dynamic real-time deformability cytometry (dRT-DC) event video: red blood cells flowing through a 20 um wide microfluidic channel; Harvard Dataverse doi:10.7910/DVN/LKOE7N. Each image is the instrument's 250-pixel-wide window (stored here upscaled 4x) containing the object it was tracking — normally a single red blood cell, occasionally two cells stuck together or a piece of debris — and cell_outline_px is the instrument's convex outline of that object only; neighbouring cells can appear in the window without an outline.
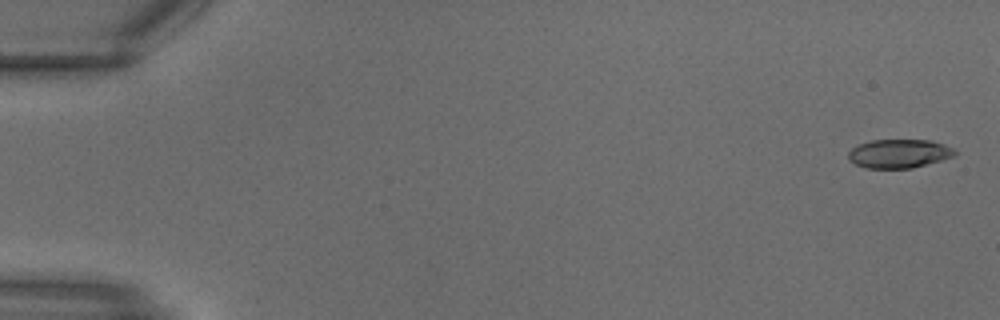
{"species": "common noctule bat (a hibernating species)", "species_latin": "Nyctalus noctula", "temperature_condition": "warm", "stored_images_in_passage": 28, "camera_frame_rate_fps": 3000, "um_per_image_px": 0.085, "animal": {"sex": "male", "body_mass_g": 18.8}, "frame": {"image": 1, "passage_image": 1, "time_ms": 0.0, "image_size_px": [1000, 320], "cell_outline_px": [[956, 156], [912, 168], [864, 168], [848, 160], [848, 152], [852, 148], [860, 144], [872, 140], [932, 140], [944, 144], [952, 148], [956, 152]], "centroid_in_image_um": [76.42, 13.06], "position_along_channel_um": 8.6, "area_um2": 17.86}}
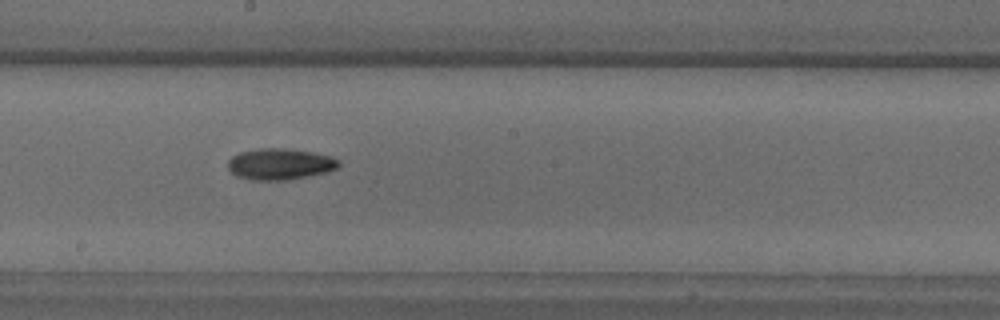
{"frame": {"image": 2, "passage_image": 17, "time_ms": 5.333, "image_size_px": [1000, 320], "cell_outline_px": [[340, 164], [336, 168], [328, 172], [288, 180], [252, 180], [236, 176], [228, 168], [228, 160], [232, 156], [240, 152], [260, 148], [280, 148], [312, 152], [332, 156], [340, 160]], "centroid_in_image_um": [23.8, 13.95], "position_along_channel_um": 224.4, "area_um2": 20.23}}
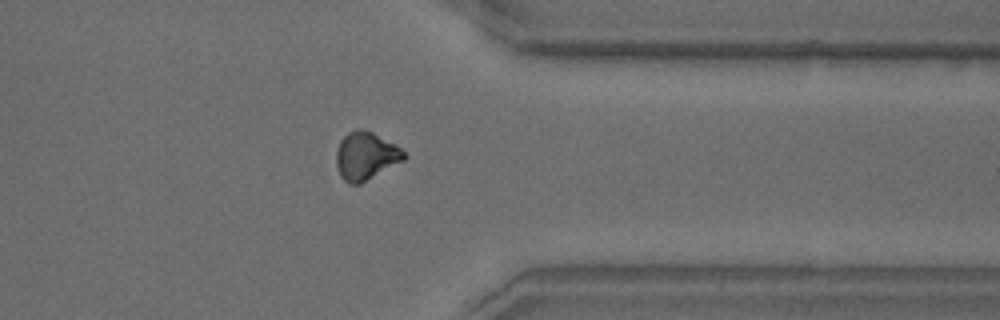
{"frame": {"image": 3, "passage_image": 24, "time_ms": 7.667, "image_size_px": [1000, 320], "cell_outline_px": [[408, 156], [404, 160], [360, 184], [348, 184], [340, 176], [336, 164], [336, 152], [340, 140], [348, 132], [356, 128], [360, 128], [372, 132], [396, 144]], "centroid_in_image_um": [31.08, 13.25], "position_along_channel_um": 380.3, "area_um2": 19.02}}